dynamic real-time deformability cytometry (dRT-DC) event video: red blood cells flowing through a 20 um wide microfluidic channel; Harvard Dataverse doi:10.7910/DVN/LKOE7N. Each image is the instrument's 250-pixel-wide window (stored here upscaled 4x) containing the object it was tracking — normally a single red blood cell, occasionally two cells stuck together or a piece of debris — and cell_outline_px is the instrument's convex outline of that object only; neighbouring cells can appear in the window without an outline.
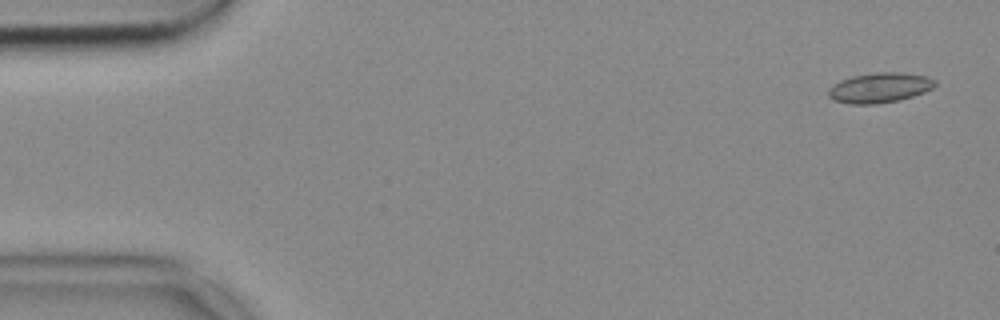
{"species": "common noctule bat (a hibernating species)", "species_latin": "Nyctalus noctula", "temperature_condition": "cold", "stored_images_in_passage": 52, "camera_frame_rate_fps": 3000, "um_per_image_px": 0.085, "animal": {"sex": "female", "body_mass_g": 18.4}, "frame": {"image": 1, "passage_image": 2, "time_ms": 0.333, "image_size_px": [1000, 320], "cell_outline_px": [[936, 84], [932, 88], [924, 92], [900, 100], [876, 104], [848, 104], [832, 100], [828, 96], [828, 88], [832, 84], [840, 80], [852, 76], [876, 72], [904, 72], [928, 76], [936, 80]], "centroid_in_image_um": [74.75, 7.45], "position_along_channel_um": 10.3, "area_um2": 18.96}}
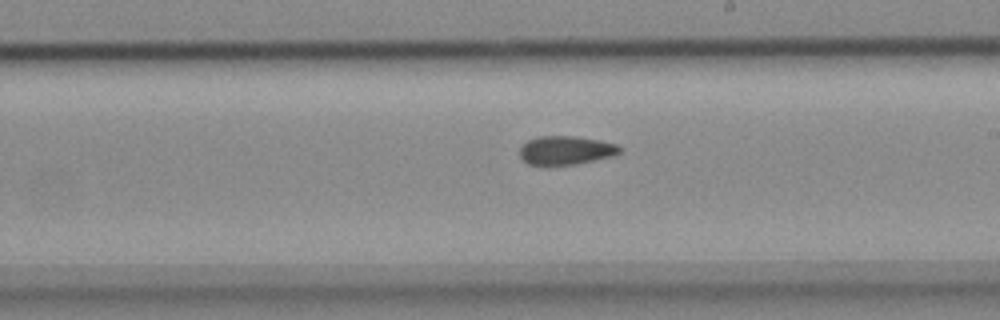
{"frame": {"image": 2, "passage_image": 30, "time_ms": 9.667, "image_size_px": [1000, 320], "cell_outline_px": [[624, 148], [616, 156], [576, 164], [528, 164], [520, 156], [520, 148], [528, 140], [540, 136], [572, 136], [600, 140], [616, 144]], "centroid_in_image_um": [48.16, 12.77], "position_along_channel_um": 240.8, "area_um2": 16.65}}
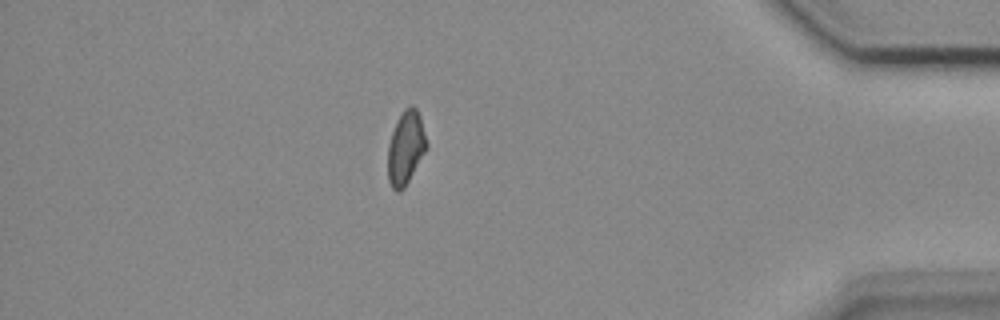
{"frame": {"image": 3, "passage_image": 46, "time_ms": 15.0, "image_size_px": [1000, 320], "cell_outline_px": [[428, 148], [404, 188], [396, 192], [392, 188], [388, 180], [388, 144], [396, 120], [404, 108], [408, 104], [412, 104], [416, 108], [420, 116], [428, 144]], "centroid_in_image_um": [34.49, 12.53], "position_along_channel_um": 400.7, "area_um2": 16.82}}